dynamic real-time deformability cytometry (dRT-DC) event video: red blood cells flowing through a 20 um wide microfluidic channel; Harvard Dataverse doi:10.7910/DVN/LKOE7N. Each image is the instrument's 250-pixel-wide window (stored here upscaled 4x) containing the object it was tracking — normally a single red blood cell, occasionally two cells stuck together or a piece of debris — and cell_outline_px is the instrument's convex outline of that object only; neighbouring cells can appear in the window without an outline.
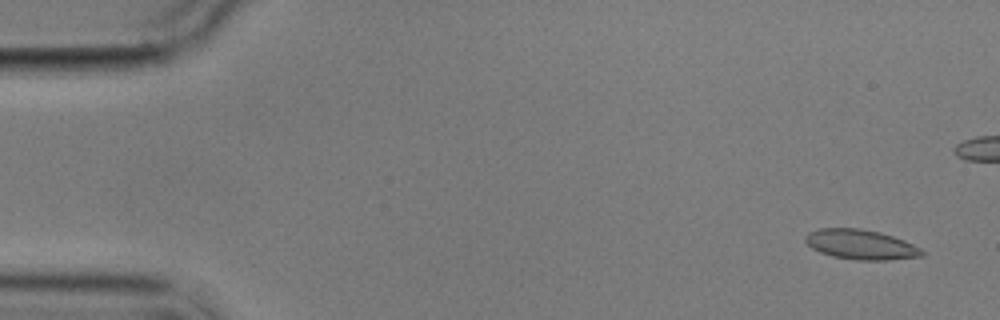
{"species": "common noctule bat (a hibernating species)", "species_latin": "Nyctalus noctula", "temperature_condition": "cold", "stored_images_in_passage": 3, "camera_frame_rate_fps": 3000, "um_per_image_px": 0.085, "animal": {"sex": "male", "body_mass_g": 17.9}, "frame": {"image": 1, "passage_image": 1, "time_ms": 0.0, "image_size_px": [1000, 320], "cell_outline_px": [[924, 256], [888, 260], [856, 260], [832, 256], [820, 252], [812, 248], [804, 240], [804, 236], [808, 232], [820, 228], [860, 228], [880, 232], [904, 240], [920, 248], [924, 252]], "centroid_in_image_um": [73.15, 20.78], "position_along_channel_um": 11.8, "area_um2": 20.35}}